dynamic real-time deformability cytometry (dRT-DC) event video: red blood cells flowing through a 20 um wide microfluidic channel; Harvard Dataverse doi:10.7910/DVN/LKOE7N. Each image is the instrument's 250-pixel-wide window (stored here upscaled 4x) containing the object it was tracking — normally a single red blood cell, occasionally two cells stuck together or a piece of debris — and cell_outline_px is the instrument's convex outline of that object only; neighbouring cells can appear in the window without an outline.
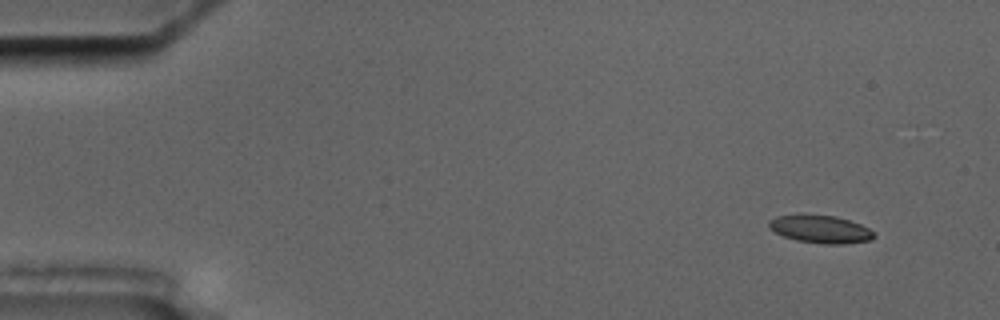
{"species": "common noctule bat (a hibernating species)", "species_latin": "Nyctalus noctula", "temperature_condition": "cold", "stored_images_in_passage": 5, "camera_frame_rate_fps": 3000, "um_per_image_px": 0.085, "animal": {"sex": "male", "body_mass_g": 17.5, "forearm_length_mm": 52.3}, "frame": {"image": 1, "passage_image": 2, "time_ms": 1.333, "image_size_px": [1000, 320], "cell_outline_px": [[876, 236], [872, 240], [844, 244], [824, 244], [796, 240], [784, 236], [768, 228], [768, 220], [776, 216], [800, 212], [804, 212], [836, 216], [860, 224], [876, 232]], "centroid_in_image_um": [69.71, 19.44], "position_along_channel_um": 15.3, "area_um2": 17.69}}
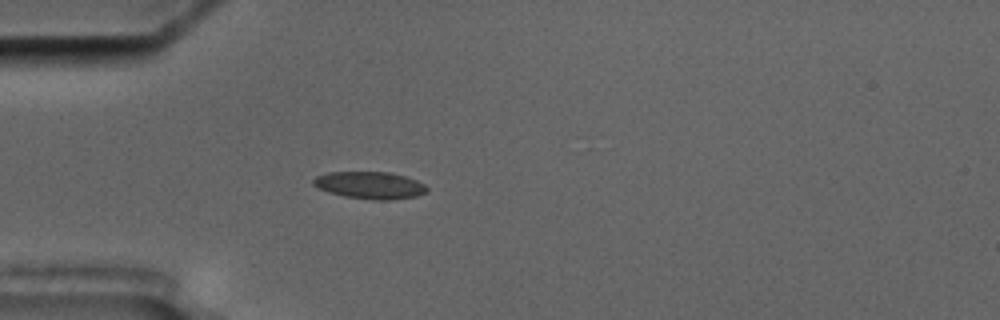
{"frame": {"image": 2, "passage_image": 5, "time_ms": 5.333, "image_size_px": [1000, 320], "cell_outline_px": [[428, 188], [424, 192], [416, 196], [388, 200], [372, 200], [344, 196], [328, 192], [312, 184], [312, 180], [316, 176], [328, 172], [392, 172], [416, 180], [424, 184]], "centroid_in_image_um": [31.42, 15.74], "position_along_channel_um": 53.6, "area_um2": 17.92}}